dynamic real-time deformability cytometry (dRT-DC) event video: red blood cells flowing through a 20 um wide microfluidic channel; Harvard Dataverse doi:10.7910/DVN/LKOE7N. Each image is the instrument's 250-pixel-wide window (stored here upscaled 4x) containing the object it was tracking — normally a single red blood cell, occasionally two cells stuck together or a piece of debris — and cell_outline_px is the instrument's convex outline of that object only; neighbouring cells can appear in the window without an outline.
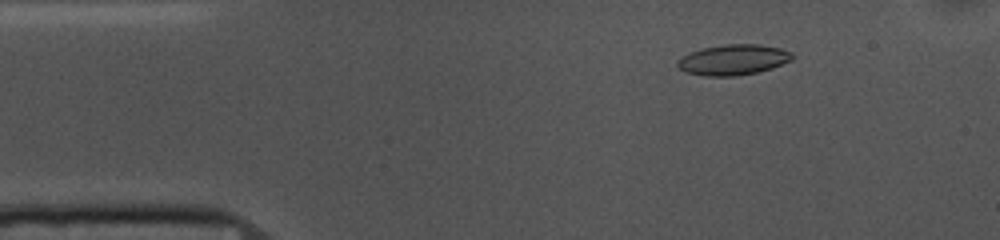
{"species": "common noctule bat (a hibernating species)", "species_latin": "Nyctalus noctula", "temperature_condition": "cold", "stored_images_in_passage": 53, "camera_frame_rate_fps": 3000, "um_per_image_px": 0.085, "animal": {"sex": "female", "body_mass_g": 10.0, "forearm_length_mm": 53.1}, "frame": {"image": 1, "passage_image": 7, "time_ms": 2.0, "image_size_px": [1000, 240], "cell_outline_px": [[792, 60], [772, 68], [756, 72], [736, 76], [704, 76], [688, 72], [680, 68], [676, 64], [684, 56], [692, 52], [704, 48], [724, 44], [760, 44], [780, 48], [792, 52]], "centroid_in_image_um": [62.37, 5.08], "position_along_channel_um": 22.6, "area_um2": 20.11}}
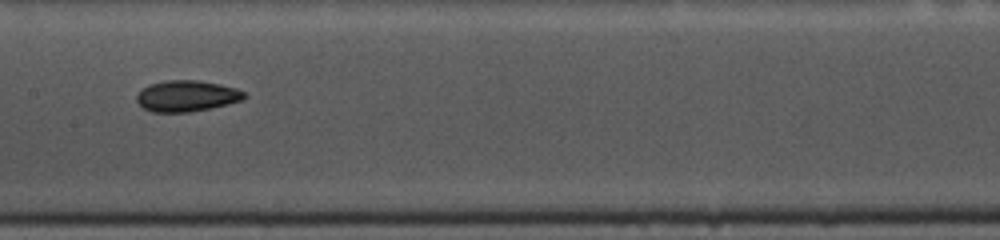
{"frame": {"image": 2, "passage_image": 25, "time_ms": 8.0, "image_size_px": [1000, 240], "cell_outline_px": [[248, 96], [244, 100], [212, 108], [188, 112], [152, 112], [144, 108], [136, 100], [136, 96], [148, 84], [168, 80], [196, 80], [220, 84], [236, 88], [244, 92]], "centroid_in_image_um": [15.91, 8.16], "position_along_channel_um": 191.5, "area_um2": 19.54}}
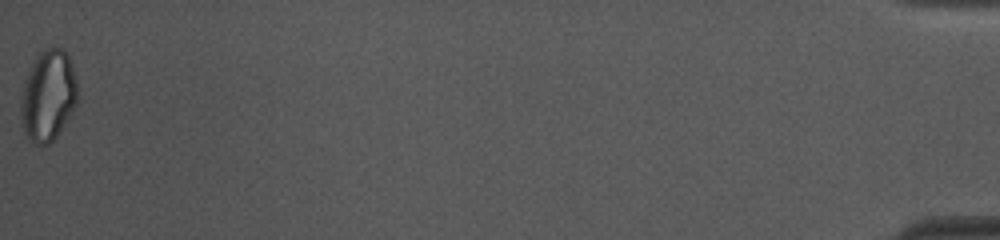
{"frame": {"image": 3, "passage_image": 53, "time_ms": 17.333, "image_size_px": [1000, 240], "cell_outline_px": [[76, 104], [72, 112], [56, 136], [48, 144], [36, 144], [28, 140], [24, 136], [20, 116], [20, 100], [24, 80], [36, 56], [40, 52], [48, 48], [60, 48], [68, 56], [72, 64], [76, 80]], "centroid_in_image_um": [4.05, 8.16], "position_along_channel_um": 431.2, "area_um2": 29.94}, "authors_computed_cell_mechanics": {"area_um2": 19.8254, "velocity_mm_per_s": 3.7091, "shape_relaxation_time_tau1_ms": 6.2579, "shape_relaxation_time_tau2_ms": 4.0281, "deformation_change_tau1": 0.1351, "deformation_change_tau2": 0.0853}}